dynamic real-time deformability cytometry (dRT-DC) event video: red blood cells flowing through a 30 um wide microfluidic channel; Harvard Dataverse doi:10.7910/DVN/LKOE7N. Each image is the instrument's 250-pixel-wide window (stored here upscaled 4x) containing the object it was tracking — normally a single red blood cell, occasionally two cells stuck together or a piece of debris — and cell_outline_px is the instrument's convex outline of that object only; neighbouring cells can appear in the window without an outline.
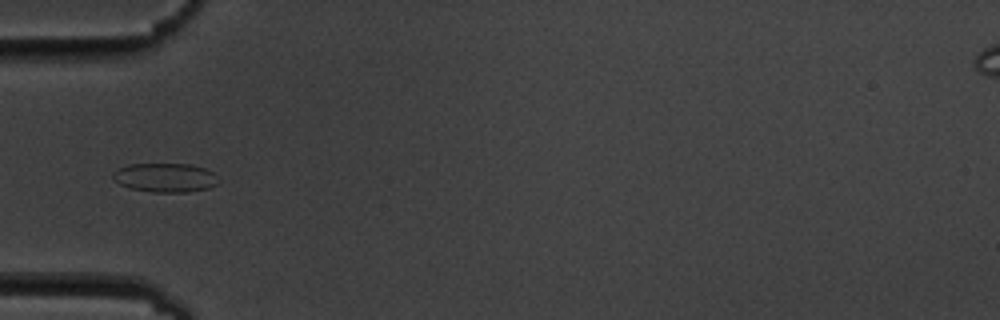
{"species": "common noctule bat (a hibernating species)", "species_latin": "Nyctalus noctula", "temperature_condition": "cold", "stored_images_in_passage": 8, "camera_frame_rate_fps": 3000, "um_per_image_px": 0.085, "animal": {"sex": "male", "body_mass_g": 19.5, "forearm_length_mm": 54.6}, "frame": {"image": 1, "passage_image": 6, "time_ms": 5.667, "image_size_px": [1000, 320], "cell_outline_px": [[220, 184], [208, 188], [188, 192], [152, 192], [128, 188], [112, 180], [112, 172], [128, 164], [192, 164], [204, 168], [212, 172], [220, 180]], "centroid_in_image_um": [14.04, 15.1], "position_along_channel_um": 71.0, "area_um2": 18.09}}
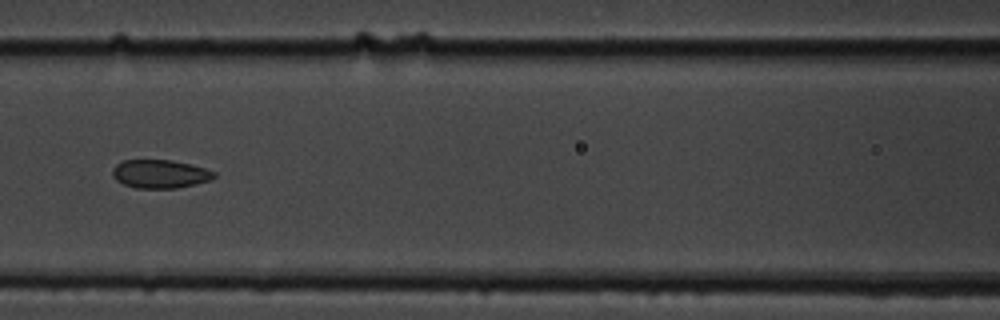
{"frame": {"image": 2, "passage_image": 8, "time_ms": 8.0, "image_size_px": [1000, 320], "cell_outline_px": [[216, 176], [212, 180], [196, 184], [176, 188], [136, 188], [124, 184], [116, 180], [112, 176], [112, 168], [116, 164], [124, 160], [172, 160], [204, 168], [216, 172]], "centroid_in_image_um": [13.6, 14.79], "position_along_channel_um": 153.0, "area_um2": 16.88}}